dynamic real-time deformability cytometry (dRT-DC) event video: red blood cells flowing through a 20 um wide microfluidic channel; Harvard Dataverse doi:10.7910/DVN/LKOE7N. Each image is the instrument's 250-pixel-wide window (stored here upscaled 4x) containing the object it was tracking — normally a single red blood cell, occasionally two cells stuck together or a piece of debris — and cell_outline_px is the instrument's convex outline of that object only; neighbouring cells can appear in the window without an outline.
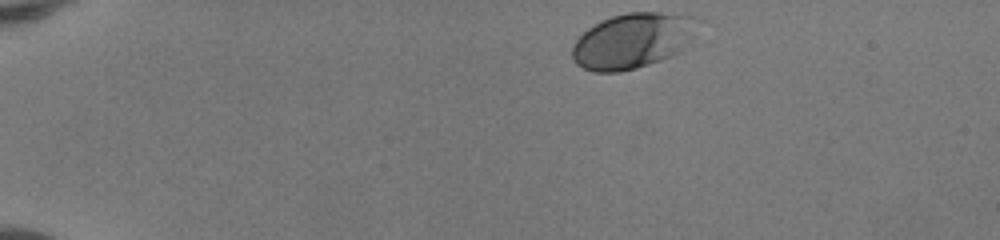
{"species": "human", "species_latin": "Homo sapiens", "temperature_condition": "room temperature", "stored_images_in_passage": 42, "camera_frame_rate_fps": 3000, "um_per_image_px": 0.085, "donor": {"sex": "female"}, "frame": {"image": 1, "passage_image": 1, "time_ms": 0.0, "image_size_px": [1000, 240], "cell_outline_px": [[704, 20], [680, 52], [672, 56], [636, 68], [620, 72], [596, 72], [584, 68], [576, 64], [572, 60], [572, 48], [576, 40], [588, 28], [612, 16], [628, 12], [684, 12], [700, 16]], "centroid_in_image_um": [53.87, 3.42], "position_along_channel_um": 31.1, "area_um2": 41.1}}
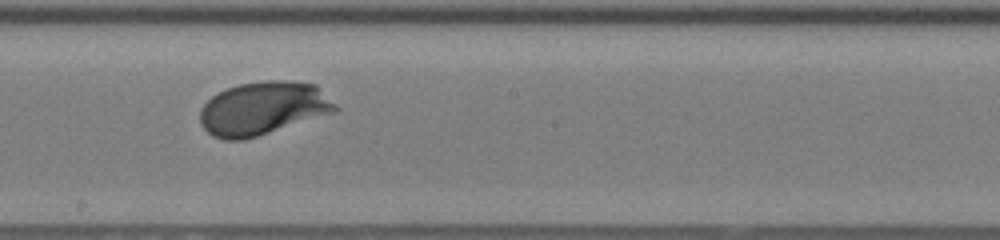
{"frame": {"image": 2, "passage_image": 22, "time_ms": 7.0, "image_size_px": [1000, 240], "cell_outline_px": [[340, 108], [336, 112], [244, 140], [224, 140], [212, 136], [200, 124], [200, 108], [212, 96], [228, 88], [240, 84], [268, 80], [284, 80], [316, 84]], "centroid_in_image_um": [22.37, 9.21], "position_along_channel_um": 225.8, "area_um2": 42.02}}
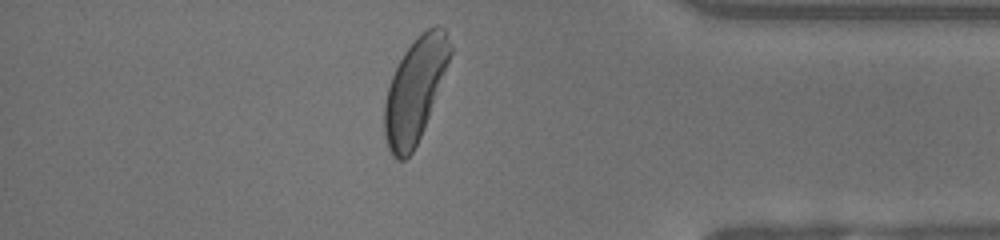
{"frame": {"image": 3, "passage_image": 36, "time_ms": 11.667, "image_size_px": [1000, 240], "cell_outline_px": [[452, 52], [428, 116], [420, 136], [412, 152], [404, 160], [396, 160], [392, 156], [388, 148], [384, 136], [384, 104], [388, 88], [392, 76], [404, 52], [428, 28], [436, 24], [444, 28], [452, 44]], "centroid_in_image_um": [35.26, 7.67], "position_along_channel_um": 399.9, "area_um2": 38.78}, "authors_computed_cell_mechanics": {"area_um2": 38.8416, "velocity_mm_per_s": 4.1282, "shape_relaxation_time_tau1_ms": 1.8479, "shape_relaxation_time_tau2_ms": null, "deformation_change_tau1": 0.1114, "deformation_change_tau2": null}}